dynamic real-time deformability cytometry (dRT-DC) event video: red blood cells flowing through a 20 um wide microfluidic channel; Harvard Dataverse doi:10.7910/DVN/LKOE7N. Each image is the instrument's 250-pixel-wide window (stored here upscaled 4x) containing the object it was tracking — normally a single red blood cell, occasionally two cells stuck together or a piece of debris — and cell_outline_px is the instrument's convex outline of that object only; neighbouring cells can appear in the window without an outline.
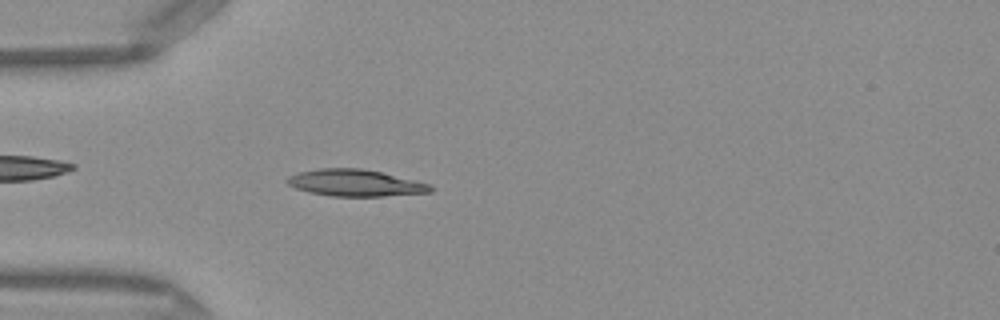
{"species": "Egyptian fruit bat (a non-hibernating species)", "species_latin": "Rousettus aegyptiacus", "temperature_condition": "warm", "stored_images_in_passage": 49, "camera_frame_rate_fps": 3000, "um_per_image_px": 0.085, "frame": {"image": 1, "passage_image": 14, "time_ms": 4.333, "image_size_px": [1000, 320], "cell_outline_px": [[432, 192], [384, 196], [332, 196], [308, 192], [296, 188], [288, 184], [284, 180], [288, 176], [300, 172], [320, 168], [360, 168], [380, 172], [428, 184], [432, 188]], "centroid_in_image_um": [30.13, 15.55], "position_along_channel_um": 54.9, "area_um2": 22.02}}
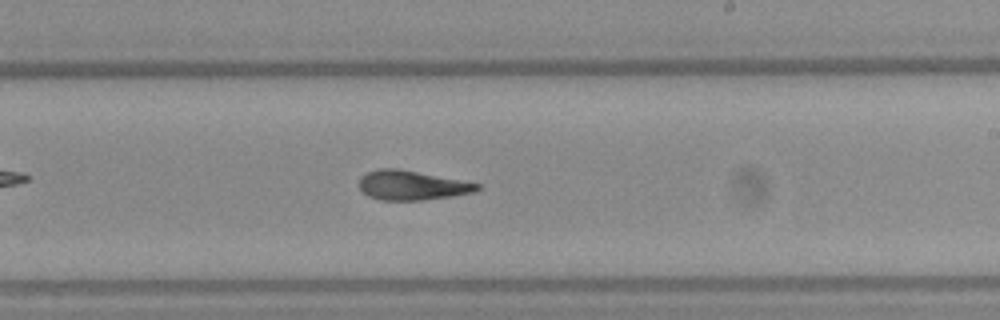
{"frame": {"image": 2, "passage_image": 29, "time_ms": 9.333, "image_size_px": [1000, 320], "cell_outline_px": [[480, 188], [476, 192], [452, 196], [424, 200], [380, 200], [368, 196], [360, 188], [360, 176], [368, 172], [380, 168], [396, 168], [480, 184]], "centroid_in_image_um": [34.99, 15.76], "position_along_channel_um": 254.0, "area_um2": 20.0}}
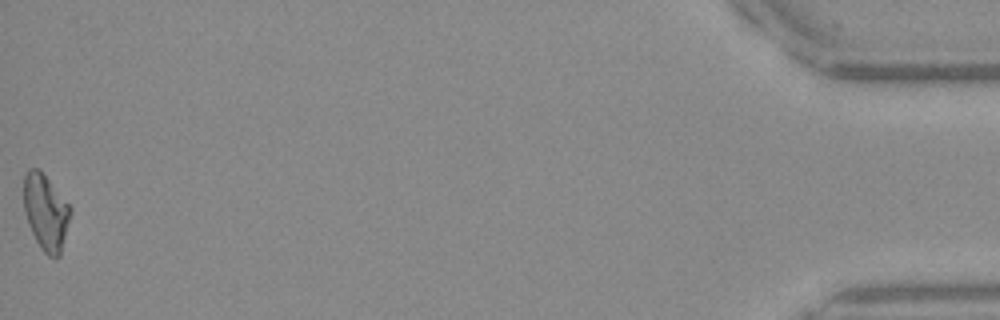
{"frame": {"image": 3, "passage_image": 49, "time_ms": 16.0, "image_size_px": [1000, 320], "cell_outline_px": [[72, 212], [60, 256], [56, 260], [48, 256], [40, 248], [28, 224], [24, 212], [24, 176], [28, 168], [36, 168], [48, 180], [72, 208]], "centroid_in_image_um": [3.9, 18.09], "position_along_channel_um": 431.3, "area_um2": 20.58}, "authors_computed_cell_mechanics": {"area_um2": 20.6346, "velocity_mm_per_s": 4.1151, "shape_relaxation_time_tau1_ms": null, "shape_relaxation_time_tau2_ms": 3.5528, "deformation_change_tau1": null, "deformation_change_tau2": 0.095}}